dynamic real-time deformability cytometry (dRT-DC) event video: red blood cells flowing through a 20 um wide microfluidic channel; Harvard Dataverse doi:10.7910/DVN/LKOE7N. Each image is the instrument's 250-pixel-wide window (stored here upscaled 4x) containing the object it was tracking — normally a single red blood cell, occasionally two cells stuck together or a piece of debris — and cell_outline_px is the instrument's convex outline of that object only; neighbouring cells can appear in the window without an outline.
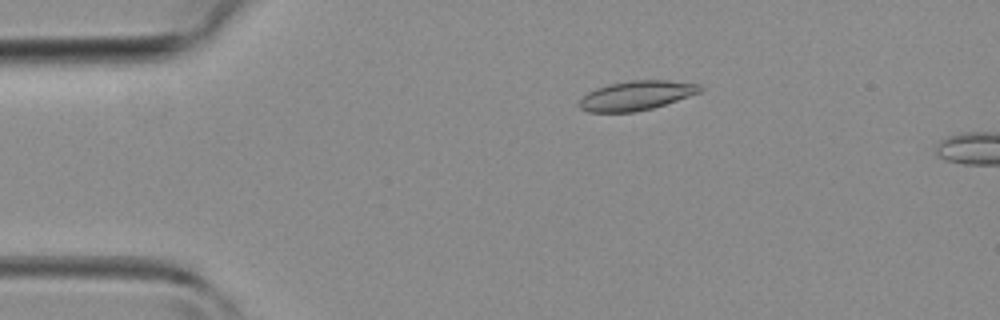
{"species": "common noctule bat (a hibernating species)", "species_latin": "Nyctalus noctula", "temperature_condition": "room temperature", "stored_images_in_passage": 11, "camera_frame_rate_fps": 3000, "um_per_image_px": 0.085, "animal": {"sex": "female", "body_mass_g": 19.3, "forearm_length_mm": 54.1}, "frame": {"image": 1, "passage_image": 8, "time_ms": 2.333, "image_size_px": [1000, 320], "cell_outline_px": [[704, 88], [700, 92], [652, 108], [636, 112], [588, 112], [580, 108], [576, 104], [588, 92], [596, 88], [608, 84], [628, 80], [668, 80], [700, 84]], "centroid_in_image_um": [54.06, 8.11], "position_along_channel_um": 30.9, "area_um2": 20.69}}